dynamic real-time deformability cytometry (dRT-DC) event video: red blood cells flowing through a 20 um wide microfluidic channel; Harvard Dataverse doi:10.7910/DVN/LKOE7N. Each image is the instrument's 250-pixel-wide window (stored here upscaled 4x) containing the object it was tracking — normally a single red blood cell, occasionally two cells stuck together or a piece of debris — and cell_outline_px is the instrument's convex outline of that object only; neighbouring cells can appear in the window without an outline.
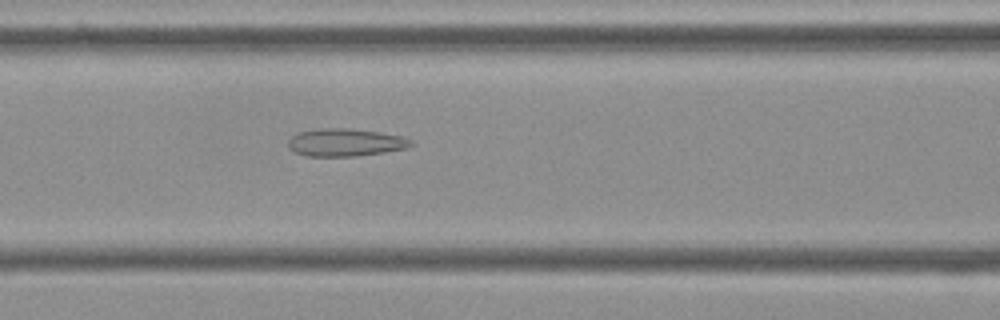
{"species": "Egyptian fruit bat (a non-hibernating species)", "species_latin": "Rousettus aegyptiacus", "temperature_condition": "cold", "stored_images_in_passage": 55, "camera_frame_rate_fps": 3000, "um_per_image_px": 0.085, "frame": {"image": 1, "passage_image": 23, "time_ms": 7.333, "image_size_px": [1000, 320], "cell_outline_px": [[416, 144], [408, 148], [384, 152], [356, 156], [304, 156], [288, 148], [288, 140], [292, 136], [300, 132], [320, 128], [352, 128], [400, 136], [412, 140]], "centroid_in_image_um": [29.36, 12.11], "position_along_channel_um": 137.2, "area_um2": 19.83}}
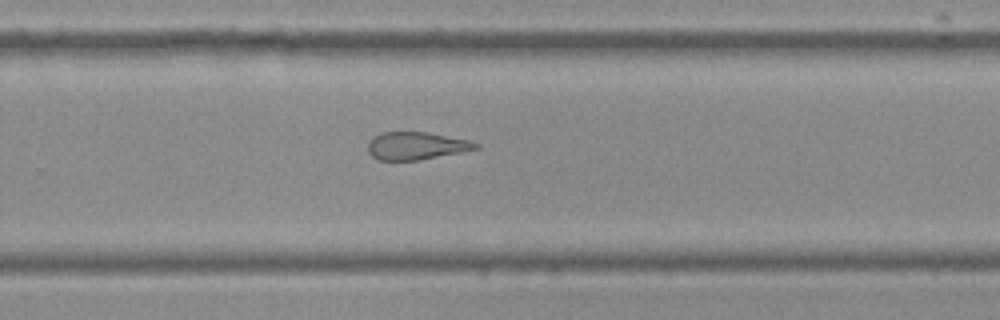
{"frame": {"image": 2, "passage_image": 36, "time_ms": 11.667, "image_size_px": [1000, 320], "cell_outline_px": [[480, 148], [464, 152], [420, 160], [376, 160], [368, 152], [368, 144], [372, 136], [380, 132], [428, 132], [468, 140], [480, 144]], "centroid_in_image_um": [35.38, 12.4], "position_along_channel_um": 294.4, "area_um2": 17.63}}
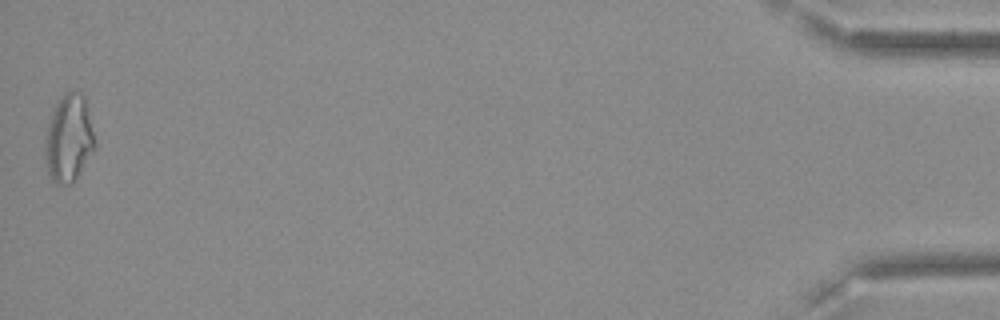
{"frame": {"image": 3, "passage_image": 55, "time_ms": 18.0, "image_size_px": [1000, 320], "cell_outline_px": [[96, 148], [72, 184], [56, 184], [52, 180], [48, 172], [44, 156], [44, 140], [48, 124], [52, 112], [56, 104], [68, 88], [80, 92], [84, 96], [96, 144]], "centroid_in_image_um": [5.83, 11.77], "position_along_channel_um": 429.4, "area_um2": 25.55}, "authors_computed_cell_mechanics": {"area_um2": 21.6172, "velocity_mm_per_s": 3.6311, "shape_relaxation_time_tau1_ms": null, "shape_relaxation_time_tau2_ms": 4.2087, "deformation_change_tau1": null, "deformation_change_tau2": 0.1485}}